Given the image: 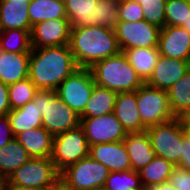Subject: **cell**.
Returning a JSON list of instances; mask_svg holds the SVG:
<instances>
[{
    "instance_id": "6da1fadb",
    "label": "cell",
    "mask_w": 190,
    "mask_h": 190,
    "mask_svg": "<svg viewBox=\"0 0 190 190\" xmlns=\"http://www.w3.org/2000/svg\"><path fill=\"white\" fill-rule=\"evenodd\" d=\"M77 66L70 45L32 48L28 78L39 90H57Z\"/></svg>"
},
{
    "instance_id": "7a4b0ae2",
    "label": "cell",
    "mask_w": 190,
    "mask_h": 190,
    "mask_svg": "<svg viewBox=\"0 0 190 190\" xmlns=\"http://www.w3.org/2000/svg\"><path fill=\"white\" fill-rule=\"evenodd\" d=\"M69 45L79 68H91L121 52L115 31L100 25L71 28Z\"/></svg>"
},
{
    "instance_id": "3957f363",
    "label": "cell",
    "mask_w": 190,
    "mask_h": 190,
    "mask_svg": "<svg viewBox=\"0 0 190 190\" xmlns=\"http://www.w3.org/2000/svg\"><path fill=\"white\" fill-rule=\"evenodd\" d=\"M72 28L100 25L115 29L119 23L120 0H64Z\"/></svg>"
},
{
    "instance_id": "277c9868",
    "label": "cell",
    "mask_w": 190,
    "mask_h": 190,
    "mask_svg": "<svg viewBox=\"0 0 190 190\" xmlns=\"http://www.w3.org/2000/svg\"><path fill=\"white\" fill-rule=\"evenodd\" d=\"M90 70L95 84L117 93L136 91L144 84L124 52L102 59Z\"/></svg>"
},
{
    "instance_id": "5b68a950",
    "label": "cell",
    "mask_w": 190,
    "mask_h": 190,
    "mask_svg": "<svg viewBox=\"0 0 190 190\" xmlns=\"http://www.w3.org/2000/svg\"><path fill=\"white\" fill-rule=\"evenodd\" d=\"M33 102H38L43 127L53 136L80 126V116L66 105L55 90H37Z\"/></svg>"
},
{
    "instance_id": "8992f818",
    "label": "cell",
    "mask_w": 190,
    "mask_h": 190,
    "mask_svg": "<svg viewBox=\"0 0 190 190\" xmlns=\"http://www.w3.org/2000/svg\"><path fill=\"white\" fill-rule=\"evenodd\" d=\"M60 180L51 158H31L7 177V185L49 190Z\"/></svg>"
},
{
    "instance_id": "52a82bcc",
    "label": "cell",
    "mask_w": 190,
    "mask_h": 190,
    "mask_svg": "<svg viewBox=\"0 0 190 190\" xmlns=\"http://www.w3.org/2000/svg\"><path fill=\"white\" fill-rule=\"evenodd\" d=\"M110 171L91 157L81 159L60 172V181L72 190L104 187Z\"/></svg>"
},
{
    "instance_id": "ba28073f",
    "label": "cell",
    "mask_w": 190,
    "mask_h": 190,
    "mask_svg": "<svg viewBox=\"0 0 190 190\" xmlns=\"http://www.w3.org/2000/svg\"><path fill=\"white\" fill-rule=\"evenodd\" d=\"M146 132L156 156L168 160L174 166H178L184 140L178 118L148 127Z\"/></svg>"
},
{
    "instance_id": "9c48e42d",
    "label": "cell",
    "mask_w": 190,
    "mask_h": 190,
    "mask_svg": "<svg viewBox=\"0 0 190 190\" xmlns=\"http://www.w3.org/2000/svg\"><path fill=\"white\" fill-rule=\"evenodd\" d=\"M90 146L81 126L53 137L51 159L56 169L61 172L67 166L89 156Z\"/></svg>"
},
{
    "instance_id": "30bf717a",
    "label": "cell",
    "mask_w": 190,
    "mask_h": 190,
    "mask_svg": "<svg viewBox=\"0 0 190 190\" xmlns=\"http://www.w3.org/2000/svg\"><path fill=\"white\" fill-rule=\"evenodd\" d=\"M136 98L141 123L146 128L174 118L169 106L167 90L153 88L144 83L136 90Z\"/></svg>"
},
{
    "instance_id": "8fae6325",
    "label": "cell",
    "mask_w": 190,
    "mask_h": 190,
    "mask_svg": "<svg viewBox=\"0 0 190 190\" xmlns=\"http://www.w3.org/2000/svg\"><path fill=\"white\" fill-rule=\"evenodd\" d=\"M90 68H78L57 88V96L79 116L83 113L94 89Z\"/></svg>"
},
{
    "instance_id": "7c38bea8",
    "label": "cell",
    "mask_w": 190,
    "mask_h": 190,
    "mask_svg": "<svg viewBox=\"0 0 190 190\" xmlns=\"http://www.w3.org/2000/svg\"><path fill=\"white\" fill-rule=\"evenodd\" d=\"M159 27L146 20L119 21L114 29L121 52L135 48H158Z\"/></svg>"
},
{
    "instance_id": "4fadbf2b",
    "label": "cell",
    "mask_w": 190,
    "mask_h": 190,
    "mask_svg": "<svg viewBox=\"0 0 190 190\" xmlns=\"http://www.w3.org/2000/svg\"><path fill=\"white\" fill-rule=\"evenodd\" d=\"M80 119L89 146L123 141L126 138V130L113 113Z\"/></svg>"
},
{
    "instance_id": "5bb4252c",
    "label": "cell",
    "mask_w": 190,
    "mask_h": 190,
    "mask_svg": "<svg viewBox=\"0 0 190 190\" xmlns=\"http://www.w3.org/2000/svg\"><path fill=\"white\" fill-rule=\"evenodd\" d=\"M71 25L68 18L39 22L32 26V48L56 47L70 43Z\"/></svg>"
},
{
    "instance_id": "9a60e30c",
    "label": "cell",
    "mask_w": 190,
    "mask_h": 190,
    "mask_svg": "<svg viewBox=\"0 0 190 190\" xmlns=\"http://www.w3.org/2000/svg\"><path fill=\"white\" fill-rule=\"evenodd\" d=\"M158 50L160 55L190 61V34L179 26L160 29Z\"/></svg>"
},
{
    "instance_id": "2e32d148",
    "label": "cell",
    "mask_w": 190,
    "mask_h": 190,
    "mask_svg": "<svg viewBox=\"0 0 190 190\" xmlns=\"http://www.w3.org/2000/svg\"><path fill=\"white\" fill-rule=\"evenodd\" d=\"M190 68V61L159 56L149 79L145 82L150 87L168 90Z\"/></svg>"
},
{
    "instance_id": "e0dca14e",
    "label": "cell",
    "mask_w": 190,
    "mask_h": 190,
    "mask_svg": "<svg viewBox=\"0 0 190 190\" xmlns=\"http://www.w3.org/2000/svg\"><path fill=\"white\" fill-rule=\"evenodd\" d=\"M89 157L103 164L110 172L132 170L124 141L91 145Z\"/></svg>"
},
{
    "instance_id": "ac0fdd59",
    "label": "cell",
    "mask_w": 190,
    "mask_h": 190,
    "mask_svg": "<svg viewBox=\"0 0 190 190\" xmlns=\"http://www.w3.org/2000/svg\"><path fill=\"white\" fill-rule=\"evenodd\" d=\"M113 114L127 133L146 131V127L141 123L136 91L118 93Z\"/></svg>"
},
{
    "instance_id": "d6986e66",
    "label": "cell",
    "mask_w": 190,
    "mask_h": 190,
    "mask_svg": "<svg viewBox=\"0 0 190 190\" xmlns=\"http://www.w3.org/2000/svg\"><path fill=\"white\" fill-rule=\"evenodd\" d=\"M31 0H0V31L31 30L28 8Z\"/></svg>"
},
{
    "instance_id": "ffe728a7",
    "label": "cell",
    "mask_w": 190,
    "mask_h": 190,
    "mask_svg": "<svg viewBox=\"0 0 190 190\" xmlns=\"http://www.w3.org/2000/svg\"><path fill=\"white\" fill-rule=\"evenodd\" d=\"M123 141L129 155L131 169L134 171H139L156 157L146 131L127 133Z\"/></svg>"
},
{
    "instance_id": "44dd1931",
    "label": "cell",
    "mask_w": 190,
    "mask_h": 190,
    "mask_svg": "<svg viewBox=\"0 0 190 190\" xmlns=\"http://www.w3.org/2000/svg\"><path fill=\"white\" fill-rule=\"evenodd\" d=\"M53 135L44 127L23 131L15 139L26 149L31 158H51Z\"/></svg>"
},
{
    "instance_id": "7402d4cb",
    "label": "cell",
    "mask_w": 190,
    "mask_h": 190,
    "mask_svg": "<svg viewBox=\"0 0 190 190\" xmlns=\"http://www.w3.org/2000/svg\"><path fill=\"white\" fill-rule=\"evenodd\" d=\"M30 53L3 52L0 57V81L11 85L28 77Z\"/></svg>"
},
{
    "instance_id": "603a6c76",
    "label": "cell",
    "mask_w": 190,
    "mask_h": 190,
    "mask_svg": "<svg viewBox=\"0 0 190 190\" xmlns=\"http://www.w3.org/2000/svg\"><path fill=\"white\" fill-rule=\"evenodd\" d=\"M13 136L33 128L43 127L42 114L38 102L29 101L22 107L11 110L7 114Z\"/></svg>"
},
{
    "instance_id": "cb8c5ba5",
    "label": "cell",
    "mask_w": 190,
    "mask_h": 190,
    "mask_svg": "<svg viewBox=\"0 0 190 190\" xmlns=\"http://www.w3.org/2000/svg\"><path fill=\"white\" fill-rule=\"evenodd\" d=\"M117 94L115 91L95 84L80 118L100 117L113 113Z\"/></svg>"
},
{
    "instance_id": "d4e9b609",
    "label": "cell",
    "mask_w": 190,
    "mask_h": 190,
    "mask_svg": "<svg viewBox=\"0 0 190 190\" xmlns=\"http://www.w3.org/2000/svg\"><path fill=\"white\" fill-rule=\"evenodd\" d=\"M130 65L145 83L151 76L160 56L158 48H135L124 51Z\"/></svg>"
},
{
    "instance_id": "484cf974",
    "label": "cell",
    "mask_w": 190,
    "mask_h": 190,
    "mask_svg": "<svg viewBox=\"0 0 190 190\" xmlns=\"http://www.w3.org/2000/svg\"><path fill=\"white\" fill-rule=\"evenodd\" d=\"M28 11L31 26L47 20L67 18L64 0H31Z\"/></svg>"
},
{
    "instance_id": "4316f807",
    "label": "cell",
    "mask_w": 190,
    "mask_h": 190,
    "mask_svg": "<svg viewBox=\"0 0 190 190\" xmlns=\"http://www.w3.org/2000/svg\"><path fill=\"white\" fill-rule=\"evenodd\" d=\"M30 159L26 149L14 138L0 148V174L7 178Z\"/></svg>"
},
{
    "instance_id": "83f0119b",
    "label": "cell",
    "mask_w": 190,
    "mask_h": 190,
    "mask_svg": "<svg viewBox=\"0 0 190 190\" xmlns=\"http://www.w3.org/2000/svg\"><path fill=\"white\" fill-rule=\"evenodd\" d=\"M169 106L174 118H178L190 106V68L168 90Z\"/></svg>"
},
{
    "instance_id": "f1b7e54d",
    "label": "cell",
    "mask_w": 190,
    "mask_h": 190,
    "mask_svg": "<svg viewBox=\"0 0 190 190\" xmlns=\"http://www.w3.org/2000/svg\"><path fill=\"white\" fill-rule=\"evenodd\" d=\"M175 166L164 158L156 156L148 165L142 167L138 173L144 188L169 181Z\"/></svg>"
},
{
    "instance_id": "f546056e",
    "label": "cell",
    "mask_w": 190,
    "mask_h": 190,
    "mask_svg": "<svg viewBox=\"0 0 190 190\" xmlns=\"http://www.w3.org/2000/svg\"><path fill=\"white\" fill-rule=\"evenodd\" d=\"M31 30L7 29L0 31V45L5 52L30 53Z\"/></svg>"
},
{
    "instance_id": "4dcf8cb0",
    "label": "cell",
    "mask_w": 190,
    "mask_h": 190,
    "mask_svg": "<svg viewBox=\"0 0 190 190\" xmlns=\"http://www.w3.org/2000/svg\"><path fill=\"white\" fill-rule=\"evenodd\" d=\"M104 187L107 190H144L138 171L110 172Z\"/></svg>"
},
{
    "instance_id": "1f68e13d",
    "label": "cell",
    "mask_w": 190,
    "mask_h": 190,
    "mask_svg": "<svg viewBox=\"0 0 190 190\" xmlns=\"http://www.w3.org/2000/svg\"><path fill=\"white\" fill-rule=\"evenodd\" d=\"M8 88L11 110L22 107L29 101L33 100L34 95L38 90L28 77L8 85Z\"/></svg>"
},
{
    "instance_id": "d6a6232c",
    "label": "cell",
    "mask_w": 190,
    "mask_h": 190,
    "mask_svg": "<svg viewBox=\"0 0 190 190\" xmlns=\"http://www.w3.org/2000/svg\"><path fill=\"white\" fill-rule=\"evenodd\" d=\"M166 26H181L190 14V5L186 0H167L164 5Z\"/></svg>"
},
{
    "instance_id": "836d02e7",
    "label": "cell",
    "mask_w": 190,
    "mask_h": 190,
    "mask_svg": "<svg viewBox=\"0 0 190 190\" xmlns=\"http://www.w3.org/2000/svg\"><path fill=\"white\" fill-rule=\"evenodd\" d=\"M140 4L143 9L144 20L159 28L166 26L164 5L167 0H133Z\"/></svg>"
},
{
    "instance_id": "e575fe53",
    "label": "cell",
    "mask_w": 190,
    "mask_h": 190,
    "mask_svg": "<svg viewBox=\"0 0 190 190\" xmlns=\"http://www.w3.org/2000/svg\"><path fill=\"white\" fill-rule=\"evenodd\" d=\"M119 21L138 22L144 20L143 9L133 0H120Z\"/></svg>"
},
{
    "instance_id": "d590c367",
    "label": "cell",
    "mask_w": 190,
    "mask_h": 190,
    "mask_svg": "<svg viewBox=\"0 0 190 190\" xmlns=\"http://www.w3.org/2000/svg\"><path fill=\"white\" fill-rule=\"evenodd\" d=\"M169 182L176 190H190V171L175 166L169 177Z\"/></svg>"
},
{
    "instance_id": "8d00e7d4",
    "label": "cell",
    "mask_w": 190,
    "mask_h": 190,
    "mask_svg": "<svg viewBox=\"0 0 190 190\" xmlns=\"http://www.w3.org/2000/svg\"><path fill=\"white\" fill-rule=\"evenodd\" d=\"M14 138L8 116H0V148Z\"/></svg>"
},
{
    "instance_id": "74e56055",
    "label": "cell",
    "mask_w": 190,
    "mask_h": 190,
    "mask_svg": "<svg viewBox=\"0 0 190 190\" xmlns=\"http://www.w3.org/2000/svg\"><path fill=\"white\" fill-rule=\"evenodd\" d=\"M10 111L9 88L0 81V116L7 115Z\"/></svg>"
},
{
    "instance_id": "f35d334b",
    "label": "cell",
    "mask_w": 190,
    "mask_h": 190,
    "mask_svg": "<svg viewBox=\"0 0 190 190\" xmlns=\"http://www.w3.org/2000/svg\"><path fill=\"white\" fill-rule=\"evenodd\" d=\"M178 167L190 171V142L184 138Z\"/></svg>"
},
{
    "instance_id": "ab89813d",
    "label": "cell",
    "mask_w": 190,
    "mask_h": 190,
    "mask_svg": "<svg viewBox=\"0 0 190 190\" xmlns=\"http://www.w3.org/2000/svg\"><path fill=\"white\" fill-rule=\"evenodd\" d=\"M144 190H176V188L168 181L162 184L146 187Z\"/></svg>"
},
{
    "instance_id": "60d3db41",
    "label": "cell",
    "mask_w": 190,
    "mask_h": 190,
    "mask_svg": "<svg viewBox=\"0 0 190 190\" xmlns=\"http://www.w3.org/2000/svg\"><path fill=\"white\" fill-rule=\"evenodd\" d=\"M183 136L190 142V121H179Z\"/></svg>"
},
{
    "instance_id": "b9f144b4",
    "label": "cell",
    "mask_w": 190,
    "mask_h": 190,
    "mask_svg": "<svg viewBox=\"0 0 190 190\" xmlns=\"http://www.w3.org/2000/svg\"><path fill=\"white\" fill-rule=\"evenodd\" d=\"M49 190H72L67 187L62 181H58L54 186H52Z\"/></svg>"
},
{
    "instance_id": "7bdbcfd3",
    "label": "cell",
    "mask_w": 190,
    "mask_h": 190,
    "mask_svg": "<svg viewBox=\"0 0 190 190\" xmlns=\"http://www.w3.org/2000/svg\"><path fill=\"white\" fill-rule=\"evenodd\" d=\"M179 121H190V106L188 109L183 113L182 116L178 117Z\"/></svg>"
},
{
    "instance_id": "ee69618b",
    "label": "cell",
    "mask_w": 190,
    "mask_h": 190,
    "mask_svg": "<svg viewBox=\"0 0 190 190\" xmlns=\"http://www.w3.org/2000/svg\"><path fill=\"white\" fill-rule=\"evenodd\" d=\"M5 190H36L28 187H22V186H10L7 185Z\"/></svg>"
},
{
    "instance_id": "f6af8a7d",
    "label": "cell",
    "mask_w": 190,
    "mask_h": 190,
    "mask_svg": "<svg viewBox=\"0 0 190 190\" xmlns=\"http://www.w3.org/2000/svg\"><path fill=\"white\" fill-rule=\"evenodd\" d=\"M7 186V178L0 174V190H5Z\"/></svg>"
},
{
    "instance_id": "bcb514c9",
    "label": "cell",
    "mask_w": 190,
    "mask_h": 190,
    "mask_svg": "<svg viewBox=\"0 0 190 190\" xmlns=\"http://www.w3.org/2000/svg\"><path fill=\"white\" fill-rule=\"evenodd\" d=\"M180 27L185 29L190 34V14H189V17L187 18L186 22H184Z\"/></svg>"
},
{
    "instance_id": "7dc6e473",
    "label": "cell",
    "mask_w": 190,
    "mask_h": 190,
    "mask_svg": "<svg viewBox=\"0 0 190 190\" xmlns=\"http://www.w3.org/2000/svg\"><path fill=\"white\" fill-rule=\"evenodd\" d=\"M4 50L1 48V45H0V57L2 56Z\"/></svg>"
},
{
    "instance_id": "c3c4849f",
    "label": "cell",
    "mask_w": 190,
    "mask_h": 190,
    "mask_svg": "<svg viewBox=\"0 0 190 190\" xmlns=\"http://www.w3.org/2000/svg\"><path fill=\"white\" fill-rule=\"evenodd\" d=\"M93 190H107L105 187H102V188H96V189H93Z\"/></svg>"
}]
</instances>
